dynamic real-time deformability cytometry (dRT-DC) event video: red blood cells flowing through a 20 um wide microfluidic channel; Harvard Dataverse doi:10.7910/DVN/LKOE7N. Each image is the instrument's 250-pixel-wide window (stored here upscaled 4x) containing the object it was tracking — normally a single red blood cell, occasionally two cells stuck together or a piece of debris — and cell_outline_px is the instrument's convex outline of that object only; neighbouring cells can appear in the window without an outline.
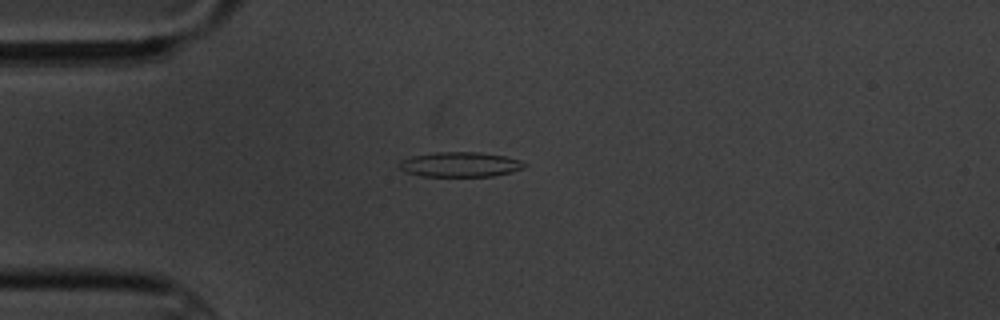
{"species": "common noctule bat (a hibernating species)", "species_latin": "Nyctalus noctula", "temperature_condition": "cold", "stored_images_in_passage": 4, "camera_frame_rate_fps": 3000, "um_per_image_px": 0.085, "animal": {"sex": "male", "body_mass_g": 20.1, "forearm_length_mm": 53.5}, "frame": {"image": 1, "passage_image": 4, "time_ms": 3.667, "image_size_px": [1000, 320], "cell_outline_px": [[528, 164], [524, 168], [492, 176], [420, 176], [408, 172], [400, 168], [400, 160], [412, 156], [436, 152], [480, 152], [504, 156], [520, 160]], "centroid_in_image_um": [39.12, 13.97], "position_along_channel_um": 45.9, "area_um2": 17.98}}